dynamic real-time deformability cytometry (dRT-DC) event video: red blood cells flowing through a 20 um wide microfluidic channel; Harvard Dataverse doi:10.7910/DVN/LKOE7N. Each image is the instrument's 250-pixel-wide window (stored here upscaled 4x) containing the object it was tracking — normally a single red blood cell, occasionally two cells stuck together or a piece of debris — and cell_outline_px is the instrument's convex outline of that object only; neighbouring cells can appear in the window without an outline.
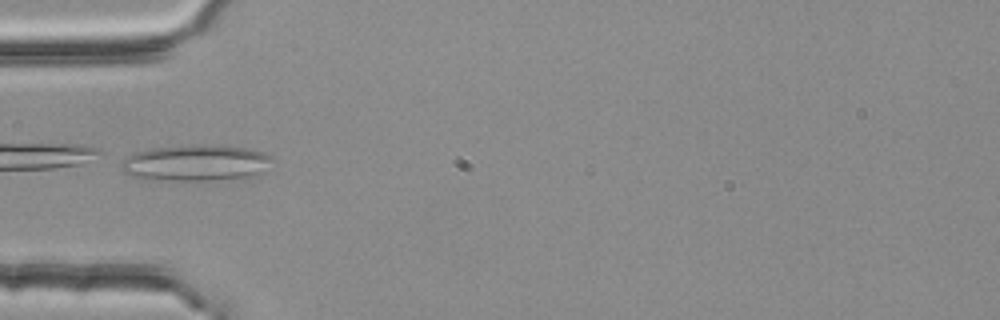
{"species": "common noctule bat (a hibernating species)", "species_latin": "Nyctalus noctula", "temperature_condition": "room temperature", "stored_images_in_passage": 4, "camera_frame_rate_fps": 3000, "um_per_image_px": 0.085, "animal": {"sex": "female", "body_mass_g": 25.1}, "frame": {"image": 1, "passage_image": 2, "time_ms": 0.333, "image_size_px": [1000, 320], "cell_outline_px": [[272, 160], [256, 172], [248, 176], [212, 180], [148, 184], [124, 172], [120, 168], [120, 160], [132, 152], [152, 148], [248, 148], [264, 152], [272, 156]], "centroid_in_image_um": [16.38, 13.95], "position_along_channel_um": 68.6, "area_um2": 31.39}}
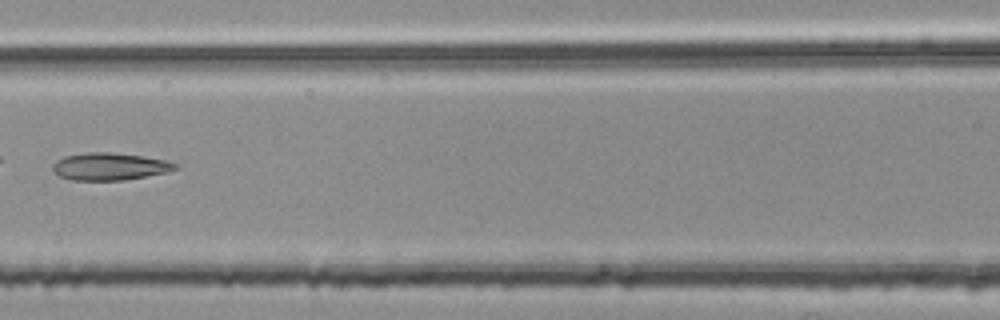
{"frame": {"image": 2, "passage_image": 4, "time_ms": 1.0, "image_size_px": [1000, 320], "cell_outline_px": [[180, 168], [168, 172], [124, 180], [68, 180], [52, 172], [52, 164], [56, 160], [64, 156], [88, 152], [112, 152], [140, 156], [164, 160], [180, 164]], "centroid_in_image_um": [9.31, 14.15], "position_along_channel_um": 157.3, "area_um2": 19.71}}